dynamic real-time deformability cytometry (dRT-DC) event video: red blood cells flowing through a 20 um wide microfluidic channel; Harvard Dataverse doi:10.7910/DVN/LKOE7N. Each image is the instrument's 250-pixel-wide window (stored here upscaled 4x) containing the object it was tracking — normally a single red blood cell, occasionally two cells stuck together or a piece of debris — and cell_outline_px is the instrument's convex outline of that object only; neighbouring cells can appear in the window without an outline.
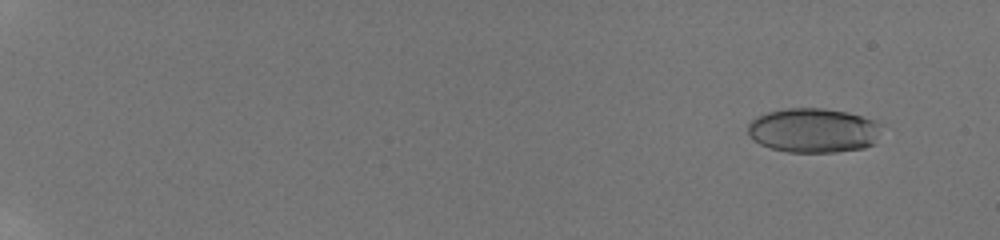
{"species": "human", "species_latin": "Homo sapiens", "temperature_condition": "room temperature", "stored_images_in_passage": 16, "camera_frame_rate_fps": 3000, "um_per_image_px": 0.085, "donor": {"sex": "male"}, "frame": {"image": 1, "passage_image": 2, "time_ms": 0.333, "image_size_px": [1000, 240], "cell_outline_px": [[876, 124], [872, 144], [864, 148], [836, 152], [788, 152], [772, 148], [760, 144], [752, 140], [748, 132], [748, 124], [756, 116], [768, 112], [784, 108], [824, 108], [848, 112], [872, 120]], "centroid_in_image_um": [69.01, 11.08], "position_along_channel_um": 16.0, "area_um2": 34.04}}
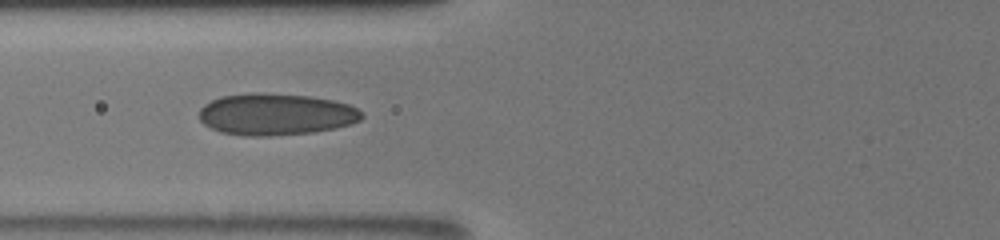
{"frame": {"image": 2, "passage_image": 12, "time_ms": 7.667, "image_size_px": [1000, 240], "cell_outline_px": [[364, 116], [360, 120], [352, 124], [312, 132], [268, 136], [244, 136], [220, 132], [204, 124], [200, 120], [200, 108], [204, 104], [220, 96], [252, 92], [264, 92], [308, 96], [332, 100], [348, 104], [364, 112]], "centroid_in_image_um": [23.44, 9.71], "position_along_channel_um": 102.4, "area_um2": 39.71}}
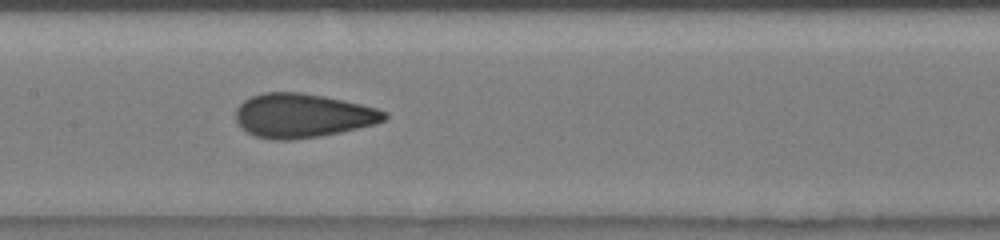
{"frame": {"image": 3, "passage_image": 15, "time_ms": 9.667, "image_size_px": [1000, 240], "cell_outline_px": [[388, 116], [384, 120], [376, 124], [340, 132], [320, 136], [292, 140], [272, 140], [256, 136], [248, 132], [236, 120], [236, 108], [244, 100], [252, 96], [264, 92], [300, 92], [324, 96], [360, 104], [376, 108], [388, 112]], "centroid_in_image_um": [25.73, 9.82], "position_along_channel_um": 181.7, "area_um2": 38.03}}